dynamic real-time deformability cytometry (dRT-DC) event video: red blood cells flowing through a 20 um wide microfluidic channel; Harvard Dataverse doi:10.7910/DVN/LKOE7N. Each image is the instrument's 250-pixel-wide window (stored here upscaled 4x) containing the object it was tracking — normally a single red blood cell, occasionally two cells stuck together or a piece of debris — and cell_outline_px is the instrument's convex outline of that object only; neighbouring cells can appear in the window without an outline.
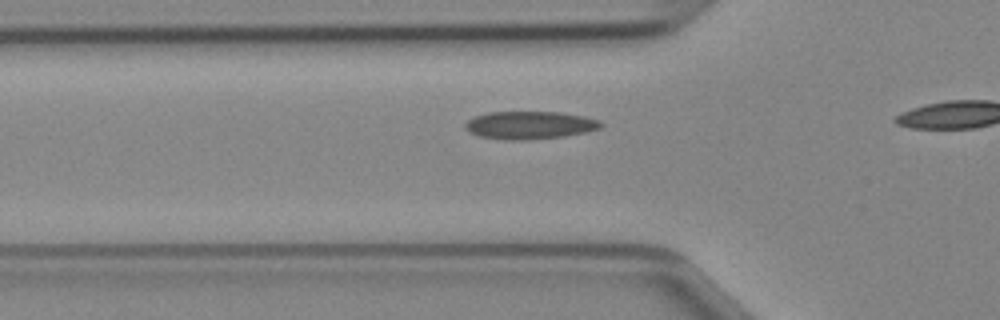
{"species": "Egyptian fruit bat (a non-hibernating species)", "species_latin": "Rousettus aegyptiacus", "temperature_condition": "cold", "stored_images_in_passage": 13, "camera_frame_rate_fps": 3000, "um_per_image_px": 0.085, "animal": {"sex": "female"}, "frame": {"image": 1, "passage_image": 11, "time_ms": 3.333, "image_size_px": [1000, 320], "cell_outline_px": [[604, 124], [600, 128], [588, 132], [564, 136], [528, 140], [504, 140], [480, 136], [468, 132], [464, 128], [464, 124], [468, 120], [476, 116], [488, 112], [560, 112], [584, 116], [600, 120]], "centroid_in_image_um": [45.04, 10.64], "position_along_channel_um": 80.8, "area_um2": 22.2}}